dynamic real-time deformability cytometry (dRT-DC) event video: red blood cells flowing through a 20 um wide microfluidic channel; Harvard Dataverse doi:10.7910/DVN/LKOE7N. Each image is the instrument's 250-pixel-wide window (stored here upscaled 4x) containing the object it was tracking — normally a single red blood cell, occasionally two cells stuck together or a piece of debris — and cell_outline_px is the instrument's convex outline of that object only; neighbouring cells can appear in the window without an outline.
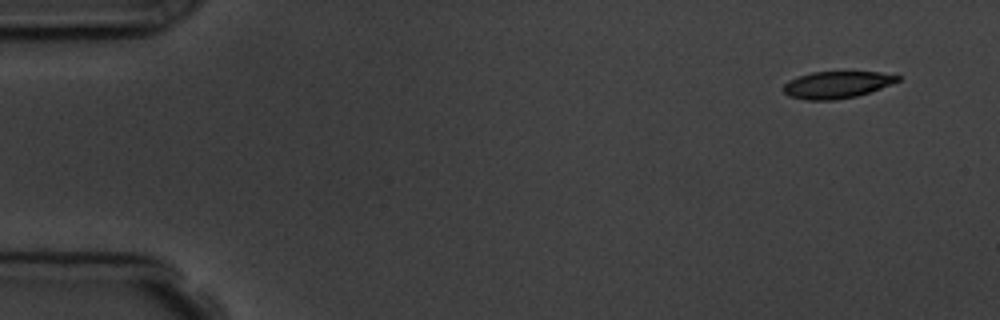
{"species": "common noctule bat (a hibernating species)", "species_latin": "Nyctalus noctula", "temperature_condition": "room temperature", "stored_images_in_passage": 5, "camera_frame_rate_fps": 3000, "um_per_image_px": 0.085, "animal": {"sex": "male", "body_mass_g": 19.5, "forearm_length_mm": 54.6}, "frame": {"image": 1, "passage_image": 1, "time_ms": 0.0, "image_size_px": [1000, 320], "cell_outline_px": [[900, 80], [892, 84], [856, 96], [836, 100], [804, 100], [788, 96], [784, 92], [784, 84], [788, 80], [812, 72], [880, 72], [900, 76]], "centroid_in_image_um": [71.11, 7.21], "position_along_channel_um": 13.9, "area_um2": 17.86}}
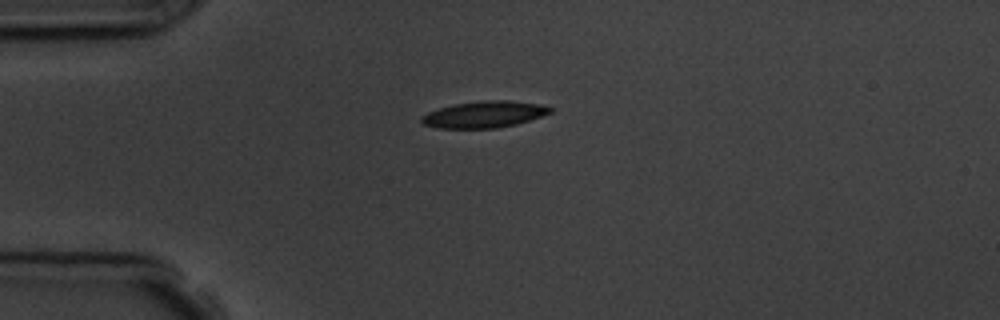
{"frame": {"image": 2, "passage_image": 4, "time_ms": 3.333, "image_size_px": [1000, 320], "cell_outline_px": [[552, 112], [516, 124], [496, 128], [440, 128], [424, 124], [420, 120], [420, 116], [428, 112], [440, 108], [456, 104], [484, 100], [508, 100], [540, 104], [552, 108]], "centroid_in_image_um": [41.15, 9.72], "position_along_channel_um": 43.9, "area_um2": 19.65}}